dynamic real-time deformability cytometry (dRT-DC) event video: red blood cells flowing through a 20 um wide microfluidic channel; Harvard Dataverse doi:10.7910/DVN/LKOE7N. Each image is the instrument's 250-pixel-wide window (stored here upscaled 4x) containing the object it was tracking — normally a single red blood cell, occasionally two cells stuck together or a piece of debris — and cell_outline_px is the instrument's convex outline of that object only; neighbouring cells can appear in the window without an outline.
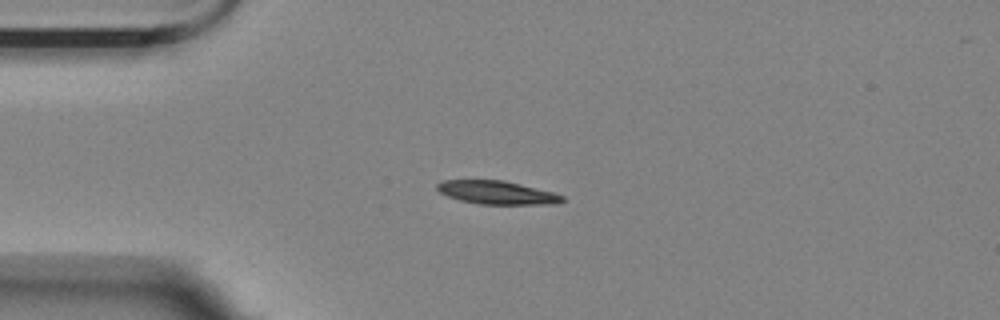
{"species": "Egyptian fruit bat (a non-hibernating species)", "species_latin": "Rousettus aegyptiacus", "temperature_condition": "room temperature", "stored_images_in_passage": 9, "camera_frame_rate_fps": 3000, "um_per_image_px": 0.085, "animal": {"sex": "female"}, "frame": {"image": 1, "passage_image": 2, "time_ms": 0.333, "image_size_px": [1000, 320], "cell_outline_px": [[564, 200], [560, 204], [480, 204], [460, 200], [448, 196], [440, 192], [436, 188], [436, 184], [444, 180], [504, 180], [552, 192], [564, 196]], "centroid_in_image_um": [42.25, 16.37], "position_along_channel_um": 42.8, "area_um2": 16.94}}
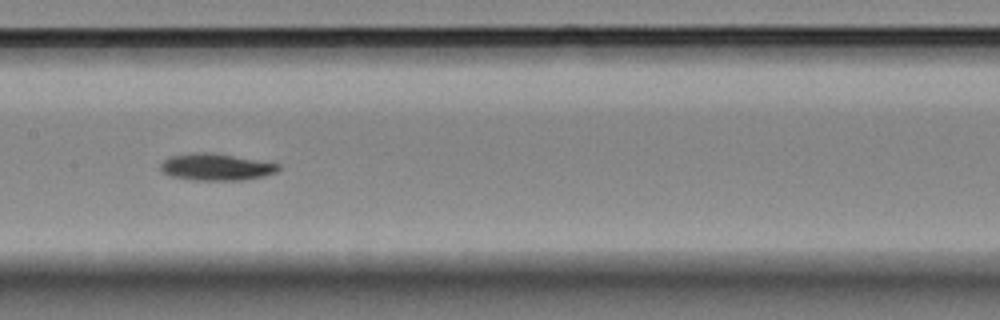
{"frame": {"image": 2, "passage_image": 6, "time_ms": 1.667, "image_size_px": [1000, 320], "cell_outline_px": [[280, 168], [276, 172], [264, 176], [240, 180], [192, 180], [172, 176], [164, 172], [160, 168], [160, 164], [168, 156], [196, 152], [212, 152], [280, 164]], "centroid_in_image_um": [18.35, 14.19], "position_along_channel_um": 189.0, "area_um2": 18.38}}
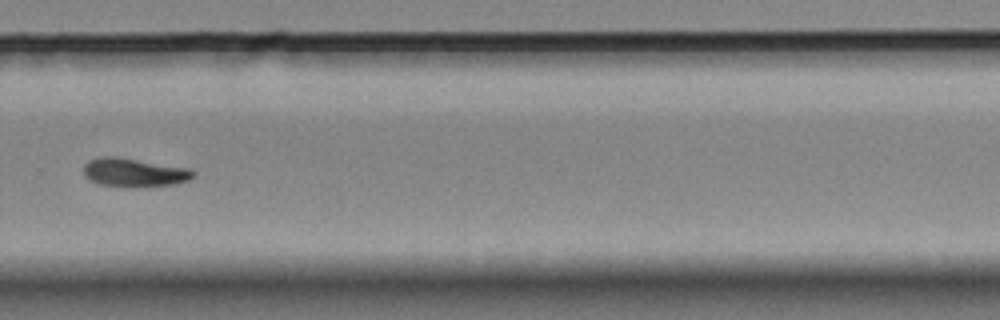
{"frame": {"image": 3, "passage_image": 9, "time_ms": 2.667, "image_size_px": [1000, 320], "cell_outline_px": [[196, 172], [188, 180], [176, 184], [128, 188], [100, 184], [88, 180], [84, 176], [84, 164], [88, 160], [100, 156], [116, 156], [192, 168]], "centroid_in_image_um": [11.39, 14.66], "position_along_channel_um": 318.4, "area_um2": 18.73}}